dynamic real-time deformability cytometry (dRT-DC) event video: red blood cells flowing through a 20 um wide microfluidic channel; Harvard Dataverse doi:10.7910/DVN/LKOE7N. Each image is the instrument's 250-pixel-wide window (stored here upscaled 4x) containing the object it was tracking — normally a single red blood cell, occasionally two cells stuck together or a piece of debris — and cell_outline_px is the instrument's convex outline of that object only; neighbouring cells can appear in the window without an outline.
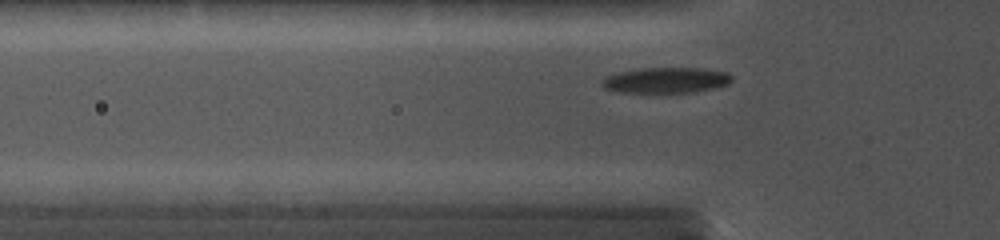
{"species": "common noctule bat (a hibernating species)", "species_latin": "Nyctalus noctula", "temperature_condition": "cold", "stored_images_in_passage": 32, "camera_frame_rate_fps": 5000, "um_per_image_px": 0.085, "animal": {"sex": "female", "body_mass_g": 19.0, "forearm_length_mm": 56.7}, "frame": {"image": 1, "passage_image": 2, "time_ms": 0.2, "image_size_px": [1000, 240], "cell_outline_px": [[732, 80], [728, 84], [716, 88], [692, 92], [616, 92], [604, 88], [600, 84], [600, 80], [604, 76], [620, 72], [640, 68], [704, 68], [728, 72], [732, 76]], "centroid_in_image_um": [56.6, 6.81], "position_along_channel_um": 69.2, "area_um2": 19.59}}
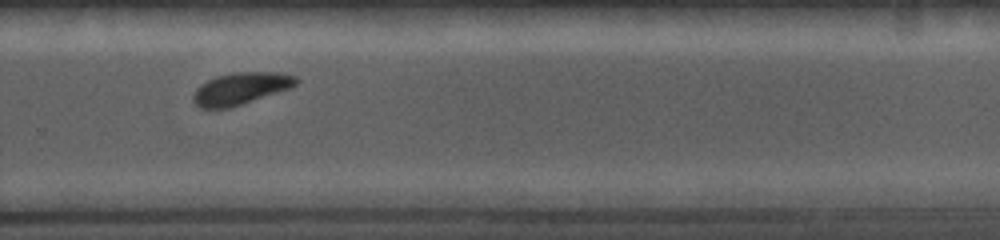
{"frame": {"image": 2, "passage_image": 21, "time_ms": 6.2, "image_size_px": [1000, 240], "cell_outline_px": [[300, 80], [296, 84], [288, 88], [228, 108], [200, 108], [192, 100], [192, 96], [196, 88], [200, 84], [216, 76], [236, 72], [280, 72], [296, 76]], "centroid_in_image_um": [20.42, 7.5], "position_along_channel_um": 309.4, "area_um2": 18.9}}
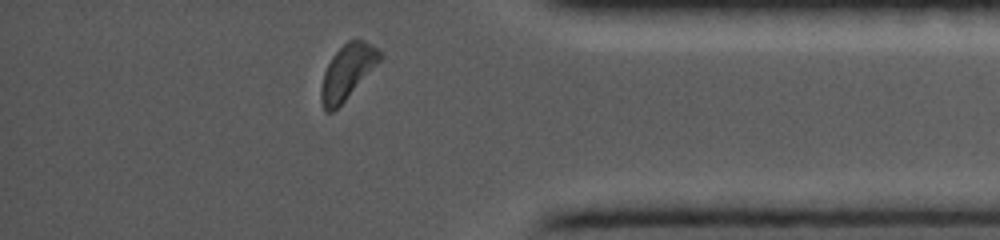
{"frame": {"image": 3, "passage_image": 30, "time_ms": 8.8, "image_size_px": [1000, 240], "cell_outline_px": [[384, 56], [344, 100], [332, 112], [324, 112], [320, 100], [320, 88], [324, 72], [332, 56], [348, 40], [364, 40], [372, 44]], "centroid_in_image_um": [29.49, 6.11], "position_along_channel_um": 405.7, "area_um2": 18.32}}